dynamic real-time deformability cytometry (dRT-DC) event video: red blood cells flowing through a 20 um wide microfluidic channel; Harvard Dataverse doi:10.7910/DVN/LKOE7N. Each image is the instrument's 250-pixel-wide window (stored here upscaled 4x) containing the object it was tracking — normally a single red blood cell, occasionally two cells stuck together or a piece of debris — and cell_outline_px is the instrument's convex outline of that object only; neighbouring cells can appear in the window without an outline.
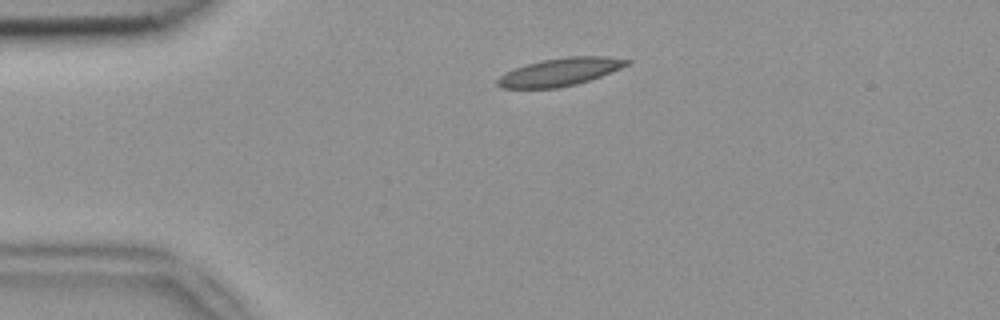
{"species": "common noctule bat (a hibernating species)", "species_latin": "Nyctalus noctula", "temperature_condition": "room temperature", "stored_images_in_passage": 4, "camera_frame_rate_fps": 3000, "um_per_image_px": 0.085, "animal": {"sex": "female", "body_mass_g": 18.4}, "frame": {"image": 1, "passage_image": 4, "time_ms": 1.0, "image_size_px": [1000, 320], "cell_outline_px": [[632, 60], [628, 64], [620, 68], [600, 76], [576, 84], [556, 88], [500, 88], [496, 84], [496, 80], [500, 76], [516, 68], [528, 64], [544, 60], [568, 56], [608, 56]], "centroid_in_image_um": [47.61, 6.11], "position_along_channel_um": 37.4, "area_um2": 20.63}}